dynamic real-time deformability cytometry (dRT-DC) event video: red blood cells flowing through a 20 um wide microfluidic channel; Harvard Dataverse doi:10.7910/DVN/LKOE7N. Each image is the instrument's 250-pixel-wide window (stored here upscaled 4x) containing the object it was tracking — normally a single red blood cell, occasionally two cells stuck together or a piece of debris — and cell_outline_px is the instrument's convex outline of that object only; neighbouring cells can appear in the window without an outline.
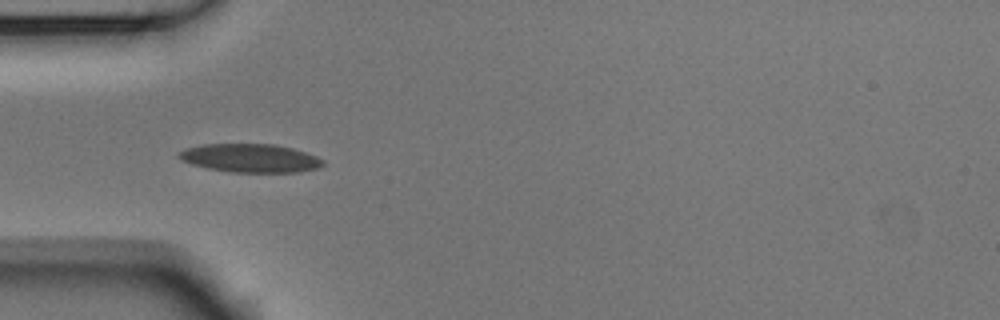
{"species": "Egyptian fruit bat (a non-hibernating species)", "species_latin": "Rousettus aegyptiacus", "temperature_condition": "room temperature", "stored_images_in_passage": 38, "camera_frame_rate_fps": 3000, "um_per_image_px": 0.085, "animal": {"sex": "male"}, "frame": {"image": 1, "passage_image": 1, "time_ms": 0.0, "image_size_px": [1000, 320], "cell_outline_px": [[324, 164], [316, 168], [300, 172], [228, 172], [208, 168], [192, 164], [180, 160], [176, 156], [180, 152], [188, 148], [204, 144], [276, 144], [292, 148], [316, 156], [324, 160]], "centroid_in_image_um": [21.27, 13.44], "position_along_channel_um": 63.7, "area_um2": 23.81}}
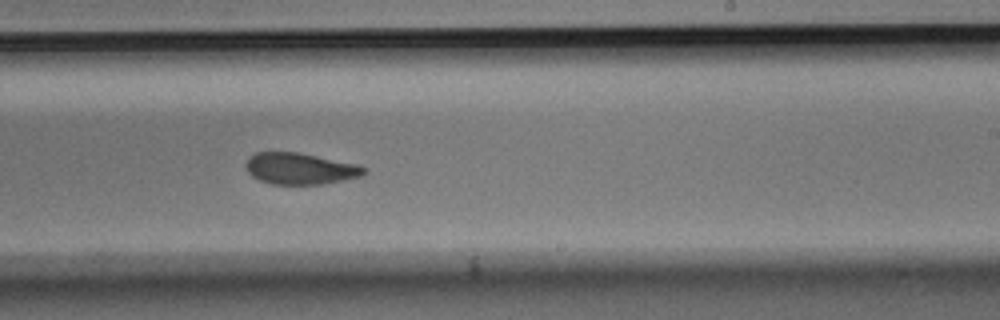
{"frame": {"image": 2, "passage_image": 17, "time_ms": 5.333, "image_size_px": [1000, 320], "cell_outline_px": [[368, 168], [360, 176], [324, 184], [272, 184], [260, 180], [252, 176], [248, 172], [244, 164], [248, 156], [256, 152], [296, 152], [356, 164]], "centroid_in_image_um": [25.45, 14.33], "position_along_channel_um": 263.5, "area_um2": 21.5}}
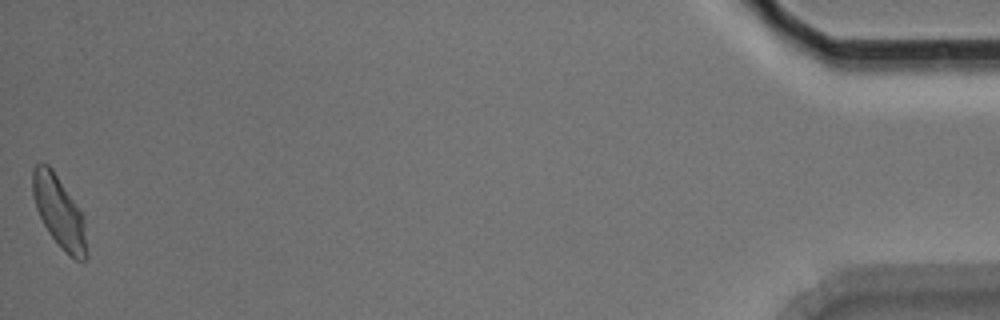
{"frame": {"image": 3, "passage_image": 38, "time_ms": 12.333, "image_size_px": [1000, 320], "cell_outline_px": [[88, 256], [84, 260], [76, 260], [68, 256], [64, 252], [48, 232], [36, 208], [32, 196], [32, 168], [40, 160], [48, 164], [52, 168], [84, 216], [88, 252]], "centroid_in_image_um": [5.03, 18.01], "position_along_channel_um": 430.2, "area_um2": 22.83}, "authors_computed_cell_mechanics": {"area_um2": 22.831, "velocity_mm_per_s": 3.7549, "shape_relaxation_time_tau1_ms": 7.3166, "shape_relaxation_time_tau2_ms": 1.9593, "deformation_change_tau1": 0.1753, "deformation_change_tau2": 0.0794}}